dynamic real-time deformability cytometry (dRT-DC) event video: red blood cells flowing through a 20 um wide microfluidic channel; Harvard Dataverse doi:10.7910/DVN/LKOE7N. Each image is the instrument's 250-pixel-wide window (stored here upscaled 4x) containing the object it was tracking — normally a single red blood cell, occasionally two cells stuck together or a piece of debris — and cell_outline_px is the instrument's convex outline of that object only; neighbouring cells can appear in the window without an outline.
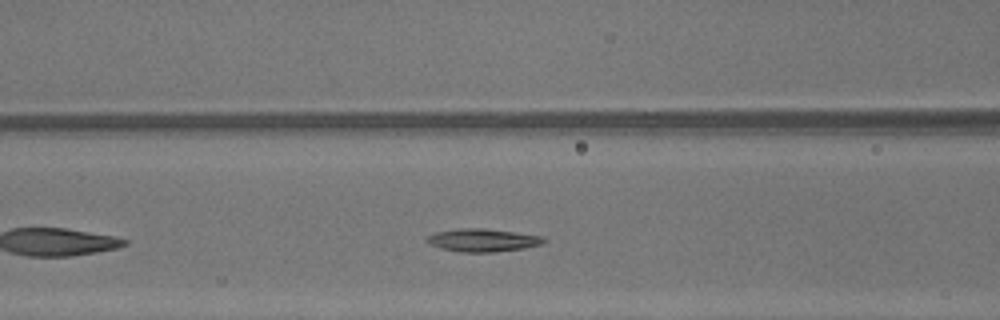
{"species": "common noctule bat (a hibernating species)", "species_latin": "Nyctalus noctula", "temperature_condition": "warm", "stored_images_in_passage": 27, "camera_frame_rate_fps": 3000, "um_per_image_px": 0.085, "animal": {"sex": "male", "body_mass_g": 13.3}, "frame": {"image": 1, "passage_image": 8, "time_ms": 2.333, "image_size_px": [1000, 320], "cell_outline_px": [[548, 240], [540, 244], [524, 248], [492, 252], [460, 252], [440, 248], [428, 244], [424, 240], [428, 236], [436, 232], [456, 228], [484, 228], [516, 232], [544, 236]], "centroid_in_image_um": [41.01, 20.41], "position_along_channel_um": 125.6, "area_um2": 15.78}}
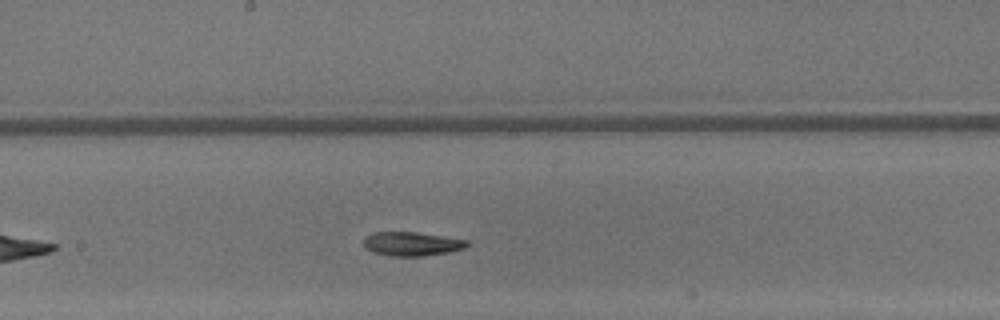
{"frame": {"image": 2, "passage_image": 14, "time_ms": 4.333, "image_size_px": [1000, 320], "cell_outline_px": [[468, 244], [464, 248], [448, 252], [424, 256], [388, 256], [372, 252], [364, 248], [364, 236], [372, 232], [416, 232], [468, 240]], "centroid_in_image_um": [34.94, 20.73], "position_along_channel_um": 213.3, "area_um2": 14.51}}
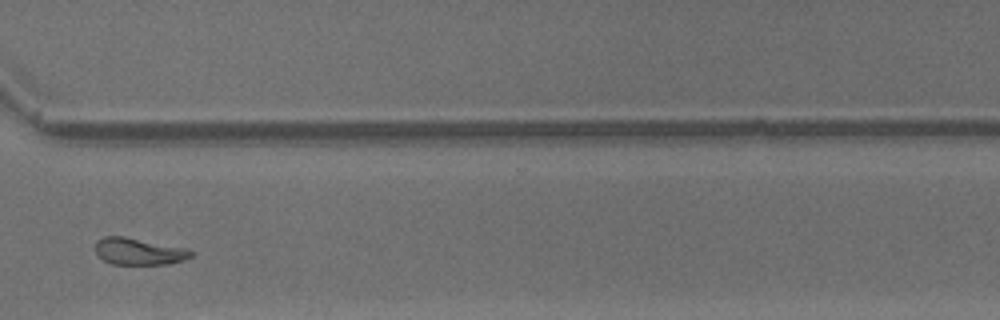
{"frame": {"image": 3, "passage_image": 24, "time_ms": 7.667, "image_size_px": [1000, 320], "cell_outline_px": [[192, 256], [184, 260], [168, 264], [112, 264], [96, 256], [96, 240], [104, 236], [124, 236], [188, 248], [192, 252]], "centroid_in_image_um": [11.79, 21.36], "position_along_channel_um": 358.8, "area_um2": 15.09}}